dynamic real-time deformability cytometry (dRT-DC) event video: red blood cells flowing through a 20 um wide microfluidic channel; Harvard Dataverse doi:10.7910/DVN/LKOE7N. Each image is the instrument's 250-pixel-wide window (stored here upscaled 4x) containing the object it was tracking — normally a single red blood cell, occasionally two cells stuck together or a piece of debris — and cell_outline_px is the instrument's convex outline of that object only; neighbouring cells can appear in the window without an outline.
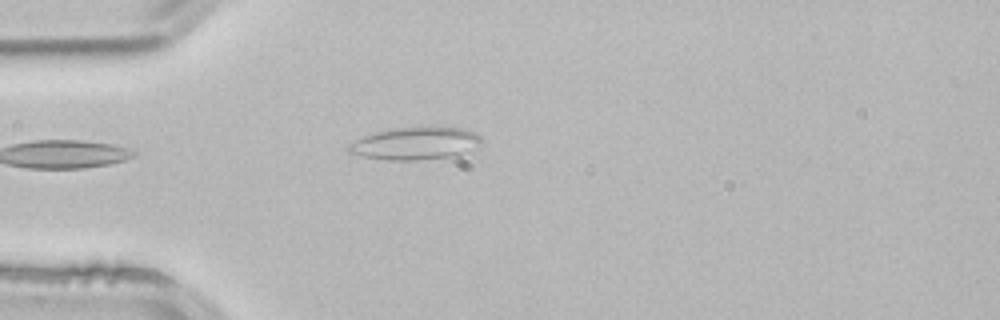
{"species": "common noctule bat (a hibernating species)", "species_latin": "Nyctalus noctula", "temperature_condition": "room temperature", "stored_images_in_passage": 2, "camera_frame_rate_fps": 3000, "um_per_image_px": 0.085, "animal": {"sex": "male", "body_mass_g": 21.5, "forearm_length_mm": 52.0}, "frame": {"image": 1, "passage_image": 2, "time_ms": 0.333, "image_size_px": [1000, 320], "cell_outline_px": [[480, 144], [460, 156], [416, 160], [388, 160], [360, 156], [348, 152], [348, 148], [356, 140], [364, 136], [376, 132], [392, 128], [432, 124], [460, 128], [476, 132], [480, 136]], "centroid_in_image_um": [35.37, 12.16], "position_along_channel_um": 49.6, "area_um2": 25.84}}